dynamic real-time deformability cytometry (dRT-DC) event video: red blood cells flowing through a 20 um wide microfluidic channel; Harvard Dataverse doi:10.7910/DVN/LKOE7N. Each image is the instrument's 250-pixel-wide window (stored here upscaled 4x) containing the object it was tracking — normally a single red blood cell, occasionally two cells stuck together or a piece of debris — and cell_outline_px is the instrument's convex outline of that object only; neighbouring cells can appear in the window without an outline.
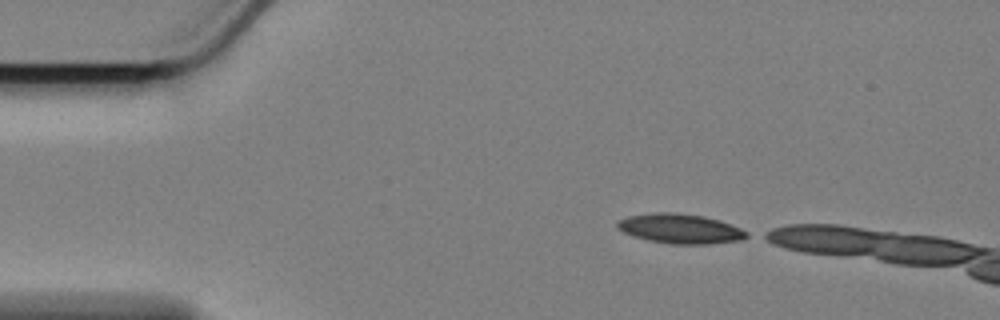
{"species": "Egyptian fruit bat (a non-hibernating species)", "species_latin": "Rousettus aegyptiacus", "temperature_condition": "cold", "stored_images_in_passage": 6, "camera_frame_rate_fps": 3000, "um_per_image_px": 0.085, "animal": {"sex": "female"}, "frame": {"image": 1, "passage_image": 1, "time_ms": 0.0, "image_size_px": [1000, 320], "cell_outline_px": [[748, 236], [740, 240], [708, 244], [672, 244], [648, 240], [624, 232], [616, 228], [616, 224], [620, 220], [628, 216], [652, 212], [676, 212], [704, 216], [720, 220], [740, 228], [748, 232]], "centroid_in_image_um": [57.82, 19.43], "position_along_channel_um": 27.2, "area_um2": 22.31}}